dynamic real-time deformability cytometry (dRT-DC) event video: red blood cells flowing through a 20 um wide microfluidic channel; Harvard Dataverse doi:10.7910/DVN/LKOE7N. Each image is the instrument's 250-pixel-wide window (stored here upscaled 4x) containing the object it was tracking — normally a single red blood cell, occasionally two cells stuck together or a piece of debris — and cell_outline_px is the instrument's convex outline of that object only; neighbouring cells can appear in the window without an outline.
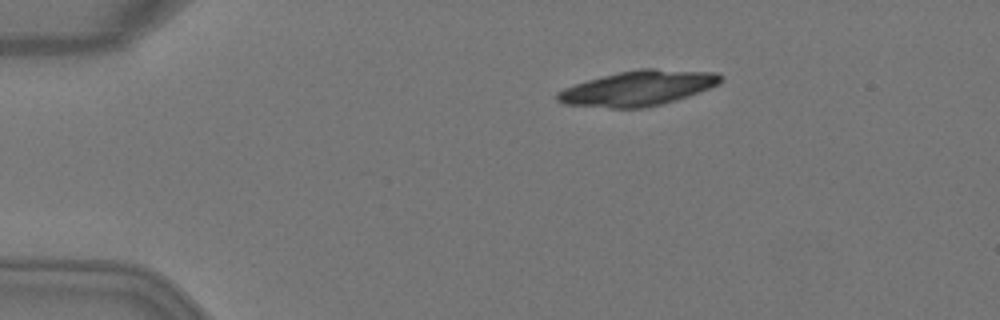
{"species": "Egyptian fruit bat (a non-hibernating species)", "species_latin": "Rousettus aegyptiacus", "temperature_condition": "warm", "stored_images_in_passage": 5, "camera_frame_rate_fps": 3000, "um_per_image_px": 0.085, "animal": {"sex": "female"}, "frame": {"image": 1, "passage_image": 2, "time_ms": 0.333, "image_size_px": [1000, 320], "cell_outline_px": [[724, 80], [720, 84], [700, 92], [676, 100], [644, 108], [612, 108], [564, 104], [556, 100], [556, 92], [564, 88], [588, 80], [620, 72], [640, 68], [652, 68], [716, 72], [724, 76]], "centroid_in_image_um": [54.29, 7.49], "position_along_channel_um": 30.7, "area_um2": 33.41}}